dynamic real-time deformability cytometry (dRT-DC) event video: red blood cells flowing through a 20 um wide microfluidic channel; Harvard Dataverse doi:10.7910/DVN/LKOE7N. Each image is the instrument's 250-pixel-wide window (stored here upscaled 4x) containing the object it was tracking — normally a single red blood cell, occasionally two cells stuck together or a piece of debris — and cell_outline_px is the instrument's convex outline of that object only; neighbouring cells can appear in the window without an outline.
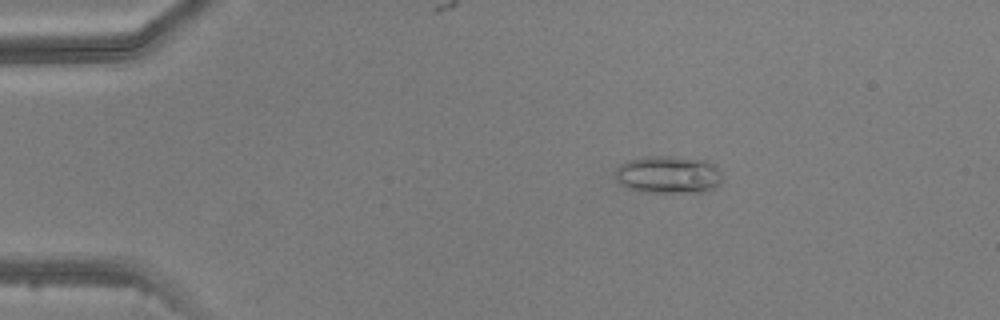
{"species": "common noctule bat (a hibernating species)", "species_latin": "Nyctalus noctula", "temperature_condition": "warm", "stored_images_in_passage": 3, "camera_frame_rate_fps": 3000, "um_per_image_px": 0.085, "animal": {"sex": "male", "body_mass_g": 20.5, "forearm_length_mm": 52.5}, "frame": {"image": 1, "passage_image": 2, "time_ms": 1.333, "image_size_px": [1000, 320], "cell_outline_px": [[720, 184], [708, 192], [640, 192], [628, 188], [620, 184], [616, 180], [616, 168], [620, 164], [628, 160], [644, 156], [676, 156], [708, 160], [716, 164], [720, 172]], "centroid_in_image_um": [56.82, 14.83], "position_along_channel_um": 28.2, "area_um2": 23.87}}